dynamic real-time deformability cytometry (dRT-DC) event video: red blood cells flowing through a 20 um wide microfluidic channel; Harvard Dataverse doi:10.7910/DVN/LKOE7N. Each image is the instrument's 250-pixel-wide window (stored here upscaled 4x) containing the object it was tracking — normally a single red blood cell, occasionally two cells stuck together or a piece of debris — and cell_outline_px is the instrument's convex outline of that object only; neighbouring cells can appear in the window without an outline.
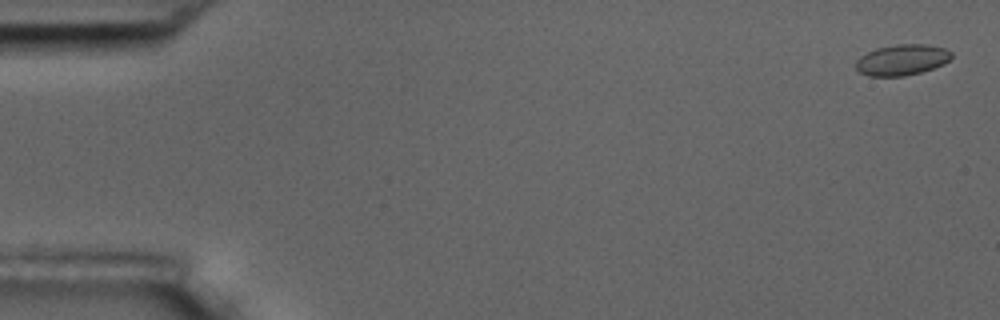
{"species": "common noctule bat (a hibernating species)", "species_latin": "Nyctalus noctula", "temperature_condition": "room temperature", "stored_images_in_passage": 5, "camera_frame_rate_fps": 3000, "um_per_image_px": 0.085, "animal": {"sex": "male", "body_mass_g": 17.5, "forearm_length_mm": 52.3}, "frame": {"image": 1, "passage_image": 1, "time_ms": 0.0, "image_size_px": [1000, 320], "cell_outline_px": [[952, 56], [944, 64], [920, 72], [904, 76], [868, 76], [860, 72], [856, 68], [856, 60], [860, 56], [876, 48], [896, 44], [928, 44], [944, 48], [952, 52]], "centroid_in_image_um": [76.66, 5.08], "position_along_channel_um": 8.3, "area_um2": 17.17}}
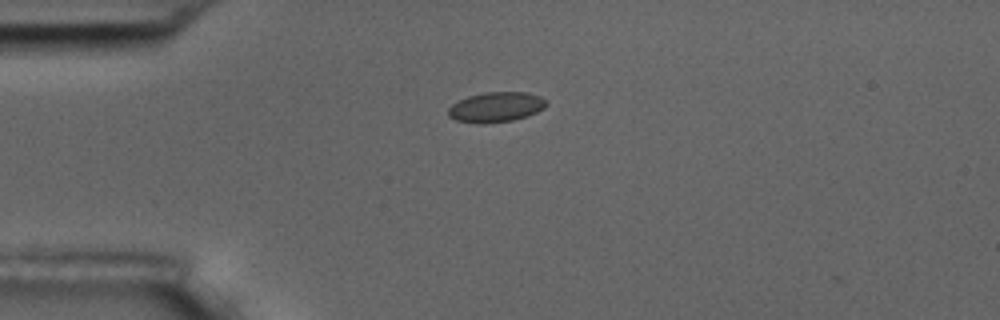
{"frame": {"image": 2, "passage_image": 4, "time_ms": 4.333, "image_size_px": [1000, 320], "cell_outline_px": [[548, 104], [544, 108], [528, 116], [512, 120], [484, 124], [480, 124], [456, 120], [448, 116], [448, 108], [452, 104], [468, 96], [484, 92], [528, 92], [540, 96], [548, 100]], "centroid_in_image_um": [42.18, 9.1], "position_along_channel_um": 42.8, "area_um2": 17.34}}